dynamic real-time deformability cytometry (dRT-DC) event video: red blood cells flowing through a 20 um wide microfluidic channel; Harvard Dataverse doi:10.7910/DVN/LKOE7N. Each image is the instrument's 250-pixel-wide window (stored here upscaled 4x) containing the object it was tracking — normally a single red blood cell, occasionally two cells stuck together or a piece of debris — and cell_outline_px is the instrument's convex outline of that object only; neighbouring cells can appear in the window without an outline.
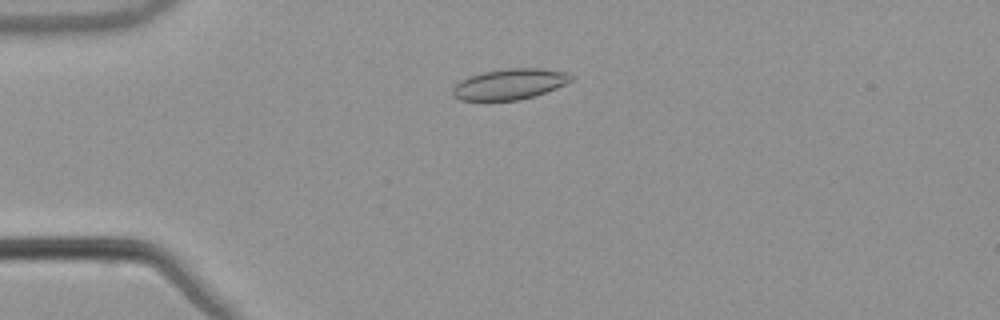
{"species": "common noctule bat (a hibernating species)", "species_latin": "Nyctalus noctula", "temperature_condition": "warm", "stored_images_in_passage": 53, "camera_frame_rate_fps": 3000, "um_per_image_px": 0.085, "animal": {"sex": "male", "body_mass_g": 21.5, "forearm_length_mm": 52.0}, "frame": {"image": 1, "passage_image": 13, "time_ms": 4.0, "image_size_px": [1000, 320], "cell_outline_px": [[572, 80], [556, 88], [520, 100], [460, 100], [452, 96], [452, 88], [460, 80], [484, 72], [508, 68], [544, 68], [568, 72], [572, 76]], "centroid_in_image_um": [43.32, 7.14], "position_along_channel_um": 41.7, "area_um2": 21.04}}
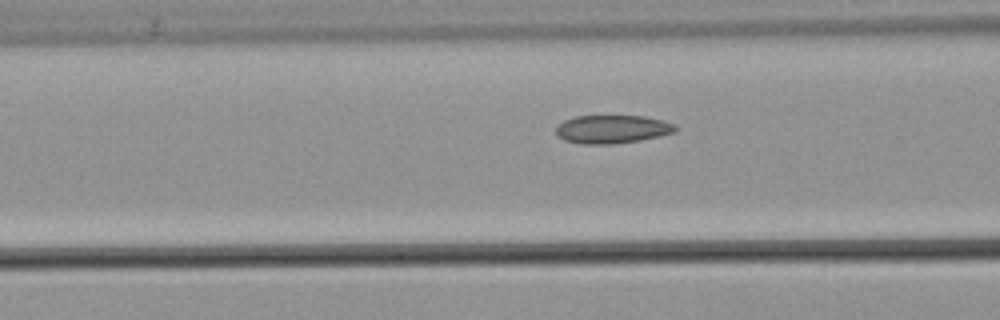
{"frame": {"image": 2, "passage_image": 21, "time_ms": 6.667, "image_size_px": [1000, 320], "cell_outline_px": [[676, 132], [660, 136], [640, 140], [612, 144], [584, 144], [564, 140], [556, 136], [556, 124], [564, 120], [576, 116], [644, 116], [676, 124]], "centroid_in_image_um": [52.01, 10.98], "position_along_channel_um": 114.6, "area_um2": 19.77}}
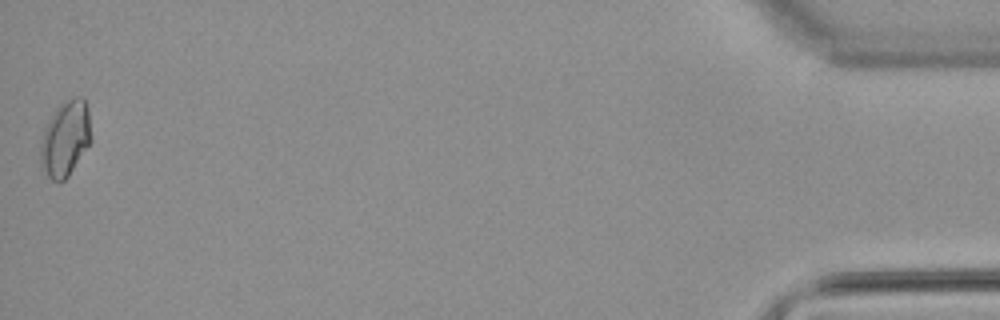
{"frame": {"image": 3, "passage_image": 53, "time_ms": 17.333, "image_size_px": [1000, 320], "cell_outline_px": [[92, 140], [68, 176], [60, 184], [52, 180], [48, 176], [40, 160], [40, 144], [44, 128], [56, 108], [64, 100], [72, 96], [84, 96], [88, 108]], "centroid_in_image_um": [5.57, 11.74], "position_along_channel_um": 429.6, "area_um2": 22.48}, "authors_computed_cell_mechanics": {"area_um2": 19.8254, "velocity_mm_per_s": 3.827, "shape_relaxation_time_tau1_ms": null, "shape_relaxation_time_tau2_ms": 4.0243, "deformation_change_tau1": null, "deformation_change_tau2": 0.0711}}